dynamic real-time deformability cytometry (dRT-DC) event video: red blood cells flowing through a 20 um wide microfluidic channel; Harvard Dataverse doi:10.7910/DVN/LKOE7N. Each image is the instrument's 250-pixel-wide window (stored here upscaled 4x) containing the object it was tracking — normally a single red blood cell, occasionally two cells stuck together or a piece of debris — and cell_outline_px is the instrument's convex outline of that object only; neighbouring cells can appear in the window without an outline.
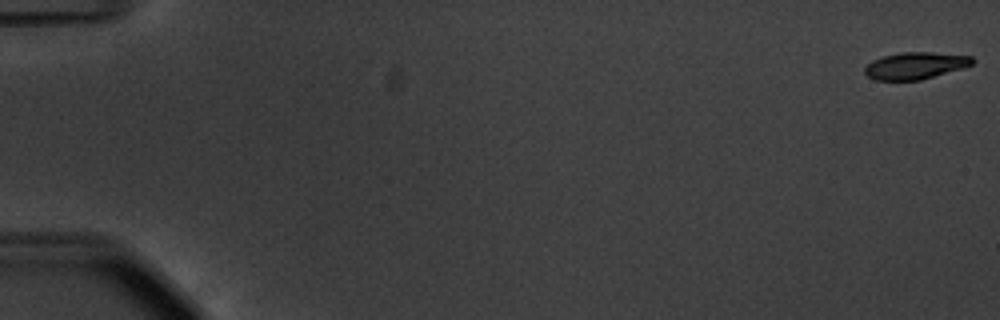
{"species": "common noctule bat (a hibernating species)", "species_latin": "Nyctalus noctula", "temperature_condition": "warm", "stored_images_in_passage": 40, "camera_frame_rate_fps": 3000, "um_per_image_px": 0.085, "animal": {"sex": "male", "body_mass_g": 20.1, "forearm_length_mm": 53.5}, "frame": {"image": 1, "passage_image": 1, "time_ms": 0.0, "image_size_px": [1000, 320], "cell_outline_px": [[972, 64], [964, 68], [920, 80], [876, 80], [868, 76], [864, 72], [864, 68], [872, 60], [880, 56], [900, 52], [932, 52], [972, 56]], "centroid_in_image_um": [77.78, 5.57], "position_along_channel_um": 7.2, "area_um2": 16.94}}
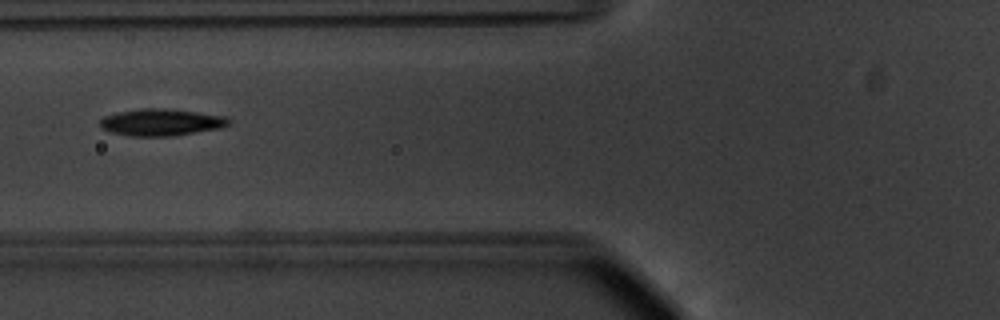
{"frame": {"image": 2, "passage_image": 23, "time_ms": 7.333, "image_size_px": [1000, 320], "cell_outline_px": [[232, 120], [228, 124], [220, 128], [172, 136], [132, 136], [112, 132], [100, 128], [100, 120], [104, 116], [120, 112], [140, 108], [164, 108], [196, 112], [224, 116]], "centroid_in_image_um": [13.69, 10.39], "position_along_channel_um": 112.1, "area_um2": 20.0}}
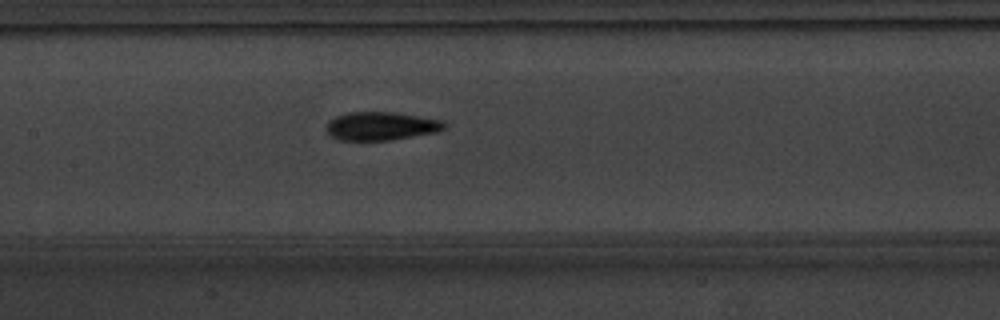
{"frame": {"image": 3, "passage_image": 28, "time_ms": 9.0, "image_size_px": [1000, 320], "cell_outline_px": [[444, 128], [436, 132], [392, 140], [340, 140], [328, 136], [324, 128], [328, 120], [336, 116], [348, 112], [396, 112], [444, 120]], "centroid_in_image_um": [32.33, 10.71], "position_along_channel_um": 175.1, "area_um2": 19.77}}